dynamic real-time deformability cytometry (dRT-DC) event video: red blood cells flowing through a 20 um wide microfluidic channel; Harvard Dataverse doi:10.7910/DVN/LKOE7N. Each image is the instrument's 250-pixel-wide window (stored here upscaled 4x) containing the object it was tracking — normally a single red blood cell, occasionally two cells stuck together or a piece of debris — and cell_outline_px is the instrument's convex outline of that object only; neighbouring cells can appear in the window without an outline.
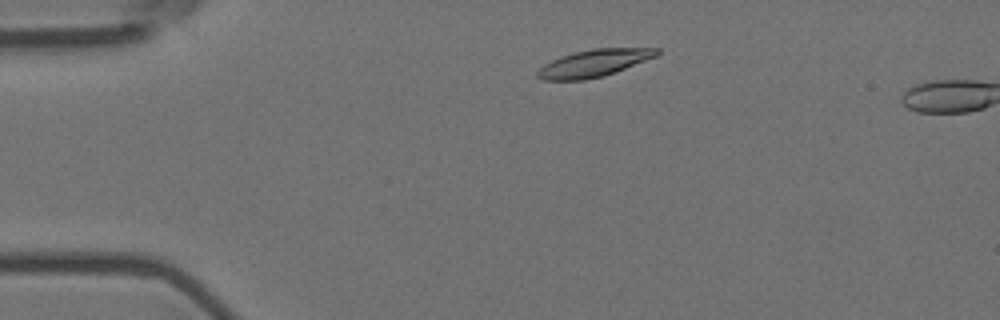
{"species": "Egyptian fruit bat (a non-hibernating species)", "species_latin": "Rousettus aegyptiacus", "temperature_condition": "room temperature", "stored_images_in_passage": 3, "camera_frame_rate_fps": 3000, "um_per_image_px": 0.085, "animal": {"sex": "female"}, "frame": {"image": 1, "passage_image": 2, "time_ms": 0.333, "image_size_px": [1000, 320], "cell_outline_px": [[660, 52], [656, 56], [604, 76], [584, 80], [544, 80], [536, 76], [536, 72], [544, 64], [560, 56], [592, 48], [660, 48]], "centroid_in_image_um": [50.46, 5.37], "position_along_channel_um": 34.5, "area_um2": 18.79}}